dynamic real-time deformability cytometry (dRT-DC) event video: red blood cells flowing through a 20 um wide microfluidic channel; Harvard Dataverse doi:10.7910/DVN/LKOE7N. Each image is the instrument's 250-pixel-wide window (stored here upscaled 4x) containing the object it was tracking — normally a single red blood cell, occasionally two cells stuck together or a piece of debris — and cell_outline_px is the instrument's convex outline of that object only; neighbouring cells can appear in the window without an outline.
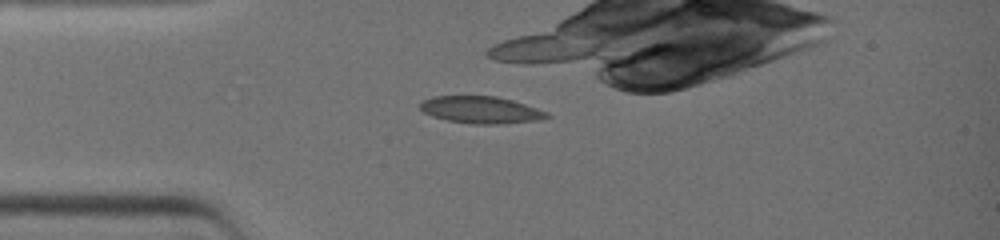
{"species": "common noctule bat (a hibernating species)", "species_latin": "Nyctalus noctula", "temperature_condition": "warm", "stored_images_in_passage": 4, "camera_frame_rate_fps": 3000, "um_per_image_px": 0.085, "animal": {"sex": "female", "body_mass_g": 19.0, "forearm_length_mm": 51.5}, "frame": {"image": 1, "passage_image": 1, "time_ms": 0.0, "image_size_px": [1000, 240], "cell_outline_px": [[552, 116], [540, 120], [500, 124], [472, 124], [448, 120], [432, 116], [424, 112], [420, 108], [420, 100], [432, 96], [496, 96], [512, 100], [548, 112]], "centroid_in_image_um": [40.87, 9.34], "position_along_channel_um": 44.1, "area_um2": 20.06}}